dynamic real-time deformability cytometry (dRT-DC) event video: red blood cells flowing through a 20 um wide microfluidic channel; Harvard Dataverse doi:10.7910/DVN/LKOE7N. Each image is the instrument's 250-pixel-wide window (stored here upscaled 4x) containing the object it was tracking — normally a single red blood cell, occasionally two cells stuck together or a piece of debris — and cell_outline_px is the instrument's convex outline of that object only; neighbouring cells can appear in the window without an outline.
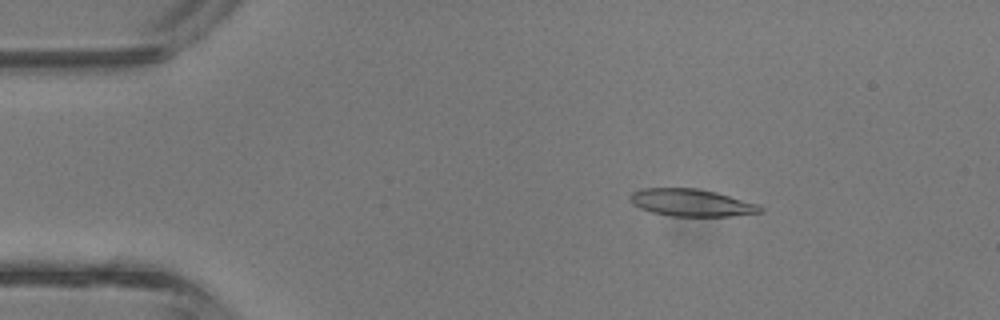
{"species": "common noctule bat (a hibernating species)", "species_latin": "Nyctalus noctula", "temperature_condition": "room temperature", "stored_images_in_passage": 38, "camera_frame_rate_fps": 3000, "um_per_image_px": 0.085, "animal": {"sex": "male", "body_mass_g": 13.3}, "frame": {"image": 1, "passage_image": 3, "time_ms": 0.667, "image_size_px": [1000, 320], "cell_outline_px": [[764, 208], [760, 212], [732, 216], [672, 216], [652, 212], [640, 208], [632, 204], [632, 192], [644, 188], [696, 188], [716, 192], [760, 204]], "centroid_in_image_um": [58.81, 17.23], "position_along_channel_um": 26.2, "area_um2": 20.58}}
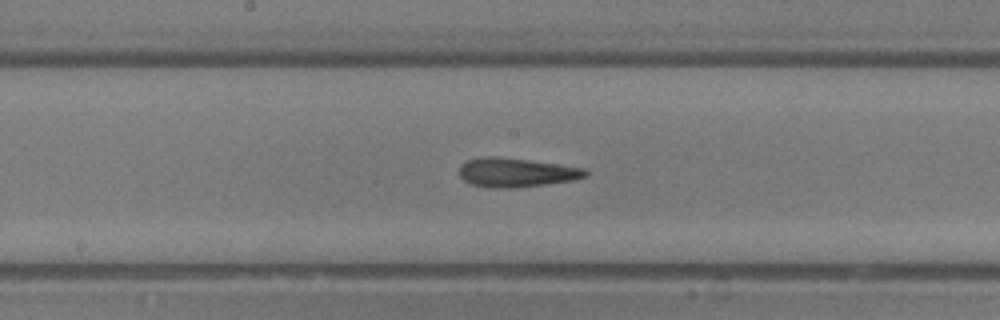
{"frame": {"image": 2, "passage_image": 18, "time_ms": 5.667, "image_size_px": [1000, 320], "cell_outline_px": [[588, 176], [572, 180], [516, 188], [488, 188], [472, 184], [464, 180], [460, 176], [460, 168], [468, 160], [524, 160], [556, 164], [584, 168], [588, 172]], "centroid_in_image_um": [43.96, 14.73], "position_along_channel_um": 204.2, "area_um2": 20.06}}
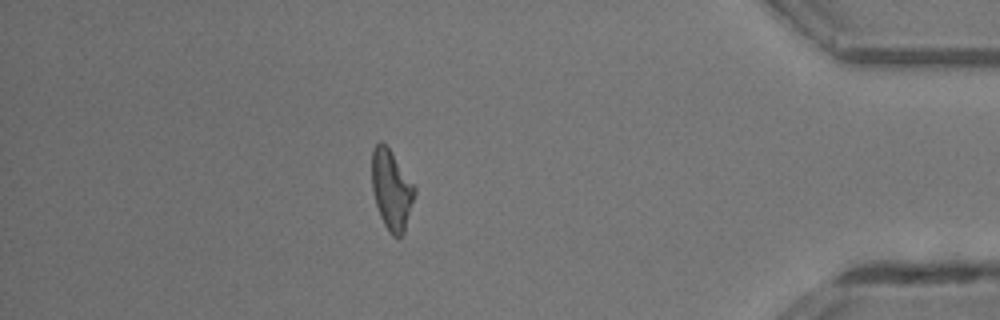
{"frame": {"image": 3, "passage_image": 33, "time_ms": 10.667, "image_size_px": [1000, 320], "cell_outline_px": [[416, 192], [404, 232], [400, 236], [392, 236], [388, 232], [380, 216], [376, 204], [372, 188], [372, 148], [380, 140], [388, 148], [416, 188]], "centroid_in_image_um": [33.27, 16.15], "position_along_channel_um": 401.9, "area_um2": 19.59}, "authors_computed_cell_mechanics": {"area_um2": 20.519, "velocity_mm_per_s": 4.8468, "shape_relaxation_time_tau1_ms": 5.2267, "shape_relaxation_time_tau2_ms": 3.6443, "deformation_change_tau1": 0.199, "deformation_change_tau2": 0.1549}}